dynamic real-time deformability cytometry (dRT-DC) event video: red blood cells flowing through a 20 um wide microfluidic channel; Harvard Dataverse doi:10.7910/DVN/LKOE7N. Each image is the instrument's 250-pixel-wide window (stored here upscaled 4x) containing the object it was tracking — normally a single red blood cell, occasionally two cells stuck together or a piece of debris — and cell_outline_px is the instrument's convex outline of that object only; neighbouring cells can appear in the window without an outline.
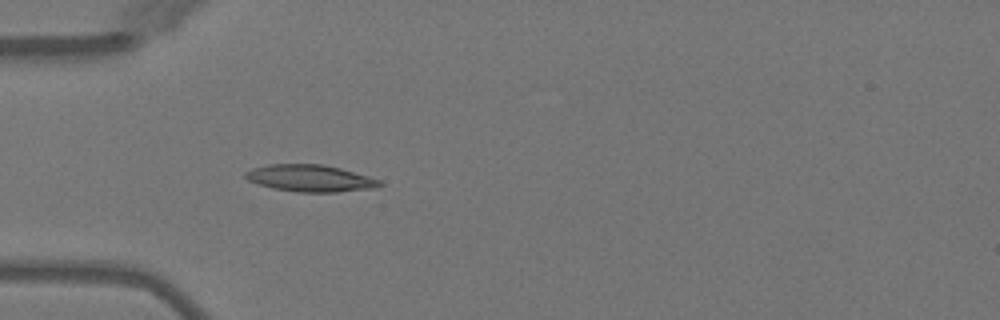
{"species": "Egyptian fruit bat (a non-hibernating species)", "species_latin": "Rousettus aegyptiacus", "temperature_condition": "warm", "stored_images_in_passage": 5, "camera_frame_rate_fps": 3000, "um_per_image_px": 0.085, "animal": {"sex": "female"}, "frame": {"image": 1, "passage_image": 5, "time_ms": 4.667, "image_size_px": [1000, 320], "cell_outline_px": [[384, 184], [376, 188], [336, 192], [296, 192], [272, 188], [248, 180], [244, 176], [244, 172], [252, 168], [268, 164], [324, 164], [340, 168], [368, 176], [380, 180]], "centroid_in_image_um": [26.37, 15.15], "position_along_channel_um": 58.6, "area_um2": 21.1}}